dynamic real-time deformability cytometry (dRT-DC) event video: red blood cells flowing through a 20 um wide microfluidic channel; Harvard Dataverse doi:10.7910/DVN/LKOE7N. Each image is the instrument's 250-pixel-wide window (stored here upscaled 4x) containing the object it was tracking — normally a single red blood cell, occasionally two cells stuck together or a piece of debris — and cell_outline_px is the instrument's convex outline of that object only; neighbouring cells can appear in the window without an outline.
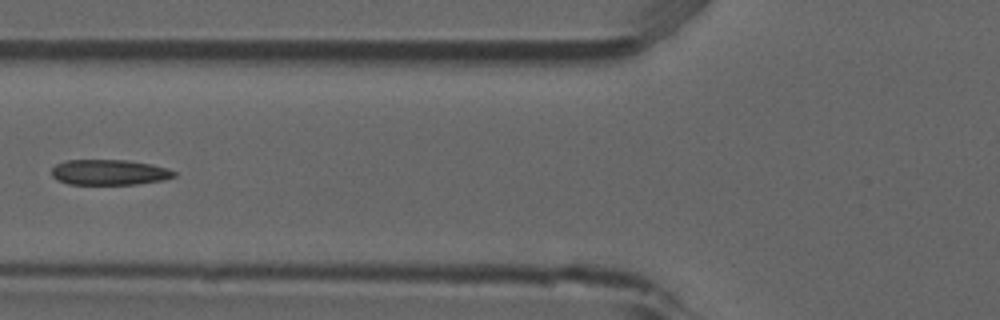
{"species": "common noctule bat (a hibernating species)", "species_latin": "Nyctalus noctula", "temperature_condition": "room temperature", "stored_images_in_passage": 6, "camera_frame_rate_fps": 3000, "um_per_image_px": 0.085, "animal": {"sex": "male", "forearm_length_mm": 52.5}, "frame": {"image": 1, "passage_image": 5, "time_ms": 1.333, "image_size_px": [1000, 320], "cell_outline_px": [[176, 176], [164, 180], [136, 184], [68, 184], [56, 180], [52, 176], [52, 168], [56, 164], [64, 160], [124, 160], [152, 164], [168, 168], [176, 172]], "centroid_in_image_um": [9.28, 14.64], "position_along_channel_um": 116.5, "area_um2": 18.26}}
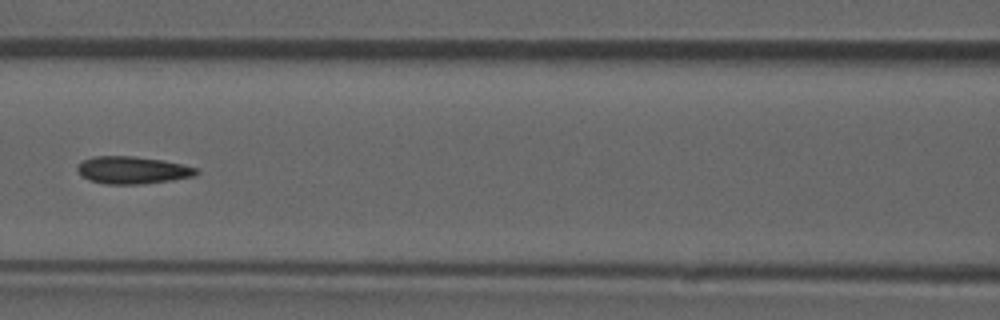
{"frame": {"image": 2, "passage_image": 6, "time_ms": 1.667, "image_size_px": [1000, 320], "cell_outline_px": [[200, 172], [196, 176], [172, 180], [140, 184], [104, 184], [88, 180], [80, 176], [76, 168], [84, 160], [92, 156], [136, 156], [164, 160], [184, 164], [200, 168]], "centroid_in_image_um": [11.31, 14.46], "position_along_channel_um": 155.3, "area_um2": 19.36}}